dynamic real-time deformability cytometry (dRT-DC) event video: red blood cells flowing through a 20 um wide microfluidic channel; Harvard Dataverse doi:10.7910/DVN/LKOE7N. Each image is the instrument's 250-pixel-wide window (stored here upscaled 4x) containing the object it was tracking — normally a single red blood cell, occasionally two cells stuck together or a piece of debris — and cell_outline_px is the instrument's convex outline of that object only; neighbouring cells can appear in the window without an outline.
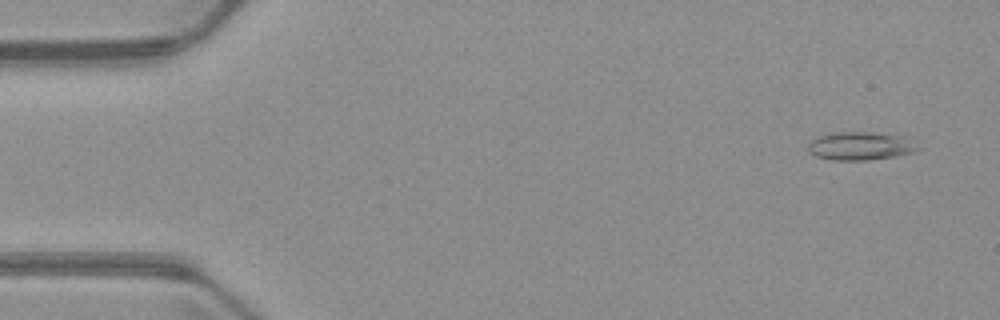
{"species": "common noctule bat (a hibernating species)", "species_latin": "Nyctalus noctula", "temperature_condition": "warm", "stored_images_in_passage": 4, "camera_frame_rate_fps": 3000, "um_per_image_px": 0.085, "animal": {"sex": "male", "body_mass_g": 23.1, "forearm_length_mm": 52.7}, "frame": {"image": 1, "passage_image": 1, "time_ms": 0.0, "image_size_px": [1000, 320], "cell_outline_px": [[924, 148], [916, 152], [868, 160], [832, 160], [816, 156], [808, 152], [808, 144], [816, 136], [824, 132], [876, 132], [900, 136]], "centroid_in_image_um": [73.09, 12.4], "position_along_channel_um": 11.9, "area_um2": 18.26}}
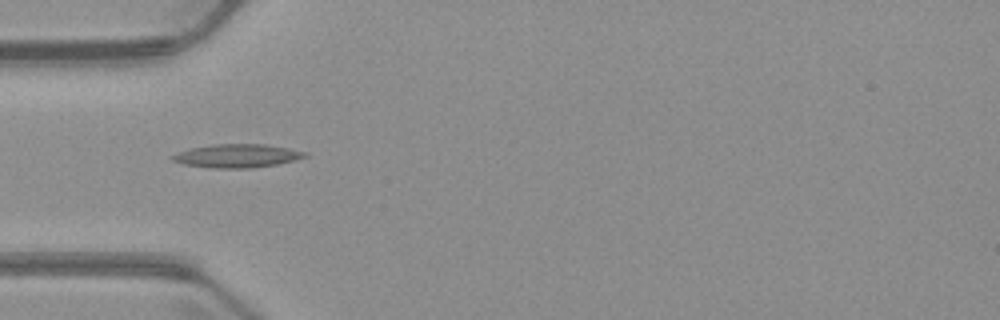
{"frame": {"image": 2, "passage_image": 4, "time_ms": 4.333, "image_size_px": [1000, 320], "cell_outline_px": [[308, 156], [276, 164], [252, 168], [208, 168], [184, 164], [172, 160], [168, 156], [176, 152], [188, 148], [212, 144], [264, 144], [288, 148], [308, 152]], "centroid_in_image_um": [20.08, 13.24], "position_along_channel_um": 64.9, "area_um2": 18.26}}